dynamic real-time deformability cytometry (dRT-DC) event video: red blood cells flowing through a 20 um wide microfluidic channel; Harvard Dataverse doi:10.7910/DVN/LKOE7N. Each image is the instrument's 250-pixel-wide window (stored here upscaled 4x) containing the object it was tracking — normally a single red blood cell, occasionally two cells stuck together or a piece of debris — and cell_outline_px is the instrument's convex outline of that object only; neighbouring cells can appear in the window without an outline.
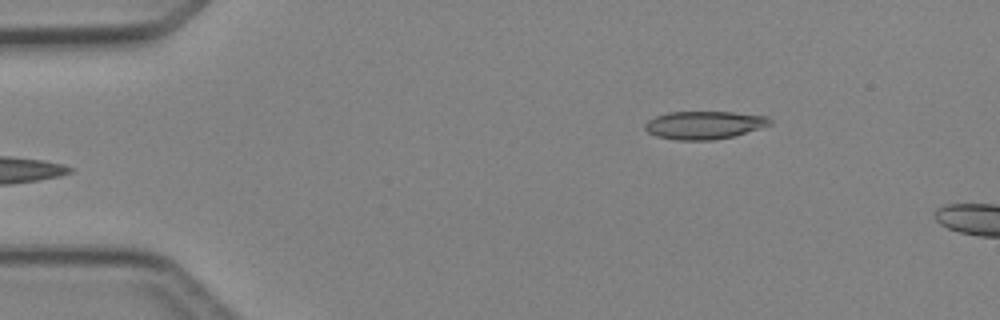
{"species": "Egyptian fruit bat (a non-hibernating species)", "species_latin": "Rousettus aegyptiacus", "temperature_condition": "cold", "stored_images_in_passage": 7, "camera_frame_rate_fps": 3000, "um_per_image_px": 0.085, "animal": {"sex": "female"}, "frame": {"image": 1, "passage_image": 1, "time_ms": 0.0, "image_size_px": [1000, 320], "cell_outline_px": [[772, 124], [760, 128], [732, 136], [712, 140], [676, 140], [656, 136], [648, 132], [644, 128], [644, 124], [648, 120], [656, 116], [668, 112], [732, 112], [768, 116], [772, 120]], "centroid_in_image_um": [59.84, 10.62], "position_along_channel_um": 25.2, "area_um2": 20.35}}